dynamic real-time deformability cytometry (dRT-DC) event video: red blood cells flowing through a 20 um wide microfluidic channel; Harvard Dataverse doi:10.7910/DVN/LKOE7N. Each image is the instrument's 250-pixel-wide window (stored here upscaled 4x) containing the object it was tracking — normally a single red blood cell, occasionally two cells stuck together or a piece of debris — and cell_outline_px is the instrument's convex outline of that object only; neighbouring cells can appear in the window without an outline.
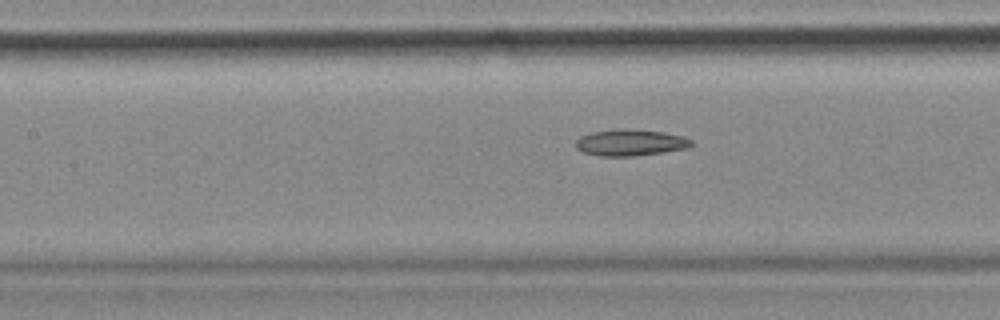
{"species": "common noctule bat (a hibernating species)", "species_latin": "Nyctalus noctula", "temperature_condition": "cold", "stored_images_in_passage": 55, "camera_frame_rate_fps": 3000, "um_per_image_px": 0.085, "animal": {"sex": "female", "body_mass_g": 18.4}, "frame": {"image": 1, "passage_image": 24, "time_ms": 7.667, "image_size_px": [1000, 320], "cell_outline_px": [[692, 144], [688, 148], [664, 152], [632, 156], [600, 156], [584, 152], [576, 148], [576, 140], [580, 136], [592, 132], [620, 128], [624, 128], [664, 132], [684, 136], [692, 140]], "centroid_in_image_um": [53.59, 12.11], "position_along_channel_um": 153.8, "area_um2": 17.86}}